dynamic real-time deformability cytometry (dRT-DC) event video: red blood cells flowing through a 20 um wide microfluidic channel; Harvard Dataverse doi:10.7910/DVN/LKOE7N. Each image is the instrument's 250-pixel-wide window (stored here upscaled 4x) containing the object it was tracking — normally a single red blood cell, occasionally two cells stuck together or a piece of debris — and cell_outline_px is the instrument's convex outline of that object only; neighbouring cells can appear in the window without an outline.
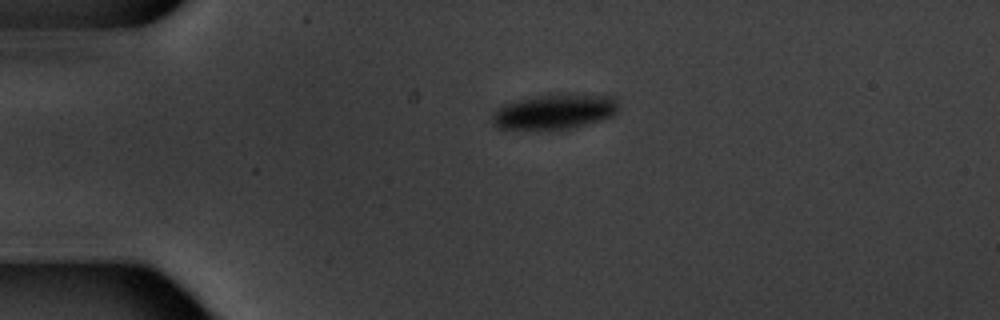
{"species": "common noctule bat (a hibernating species)", "species_latin": "Nyctalus noctula", "temperature_condition": "warm", "stored_images_in_passage": 2, "camera_frame_rate_fps": 3000, "um_per_image_px": 0.085, "animal": {"sex": "male", "body_mass_g": 20.1, "forearm_length_mm": 53.5}, "frame": {"image": 1, "passage_image": 1, "time_ms": 0.0, "image_size_px": [1000, 320], "cell_outline_px": [[616, 112], [612, 116], [600, 120], [572, 128], [496, 128], [492, 124], [492, 112], [496, 108], [504, 104], [516, 100], [548, 92], [568, 92], [616, 96]], "centroid_in_image_um": [47.13, 9.42], "position_along_channel_um": 37.9, "area_um2": 26.3}}